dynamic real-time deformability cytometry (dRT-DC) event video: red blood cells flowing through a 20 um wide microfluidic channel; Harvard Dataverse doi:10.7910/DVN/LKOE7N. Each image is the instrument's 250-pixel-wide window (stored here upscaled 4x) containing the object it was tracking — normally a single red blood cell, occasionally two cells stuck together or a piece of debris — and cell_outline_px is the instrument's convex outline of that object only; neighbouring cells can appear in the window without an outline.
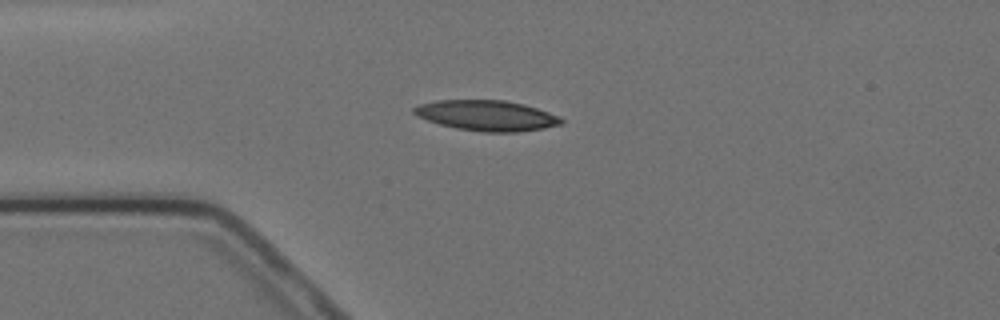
{"species": "Egyptian fruit bat (a non-hibernating species)", "species_latin": "Rousettus aegyptiacus", "temperature_condition": "cold", "stored_images_in_passage": 10, "camera_frame_rate_fps": 3000, "um_per_image_px": 0.085, "animal": {"sex": "female"}, "frame": {"image": 1, "passage_image": 4, "time_ms": 3.333, "image_size_px": [1000, 320], "cell_outline_px": [[564, 120], [560, 124], [544, 128], [516, 132], [484, 132], [456, 128], [440, 124], [416, 116], [412, 112], [412, 108], [420, 104], [436, 100], [504, 100], [524, 104], [560, 116]], "centroid_in_image_um": [41.35, 9.81], "position_along_channel_um": 43.6, "area_um2": 26.07}}
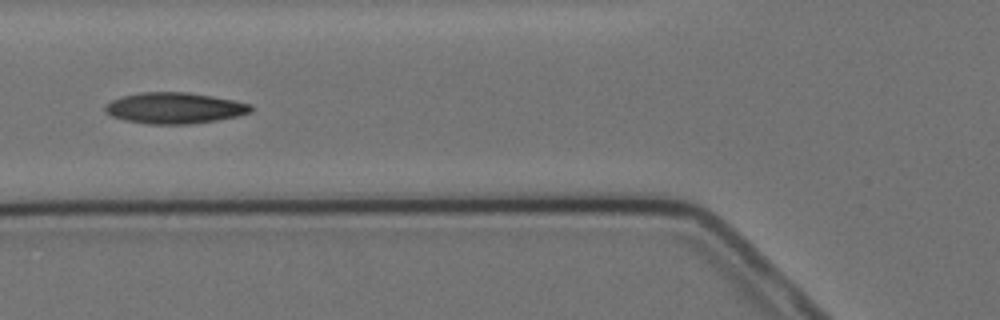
{"frame": {"image": 2, "passage_image": 6, "time_ms": 5.667, "image_size_px": [1000, 320], "cell_outline_px": [[252, 112], [240, 116], [216, 120], [188, 124], [148, 124], [124, 120], [112, 116], [104, 112], [104, 104], [120, 96], [140, 92], [188, 92], [212, 96], [252, 104]], "centroid_in_image_um": [14.81, 9.18], "position_along_channel_um": 111.0, "area_um2": 26.59}}
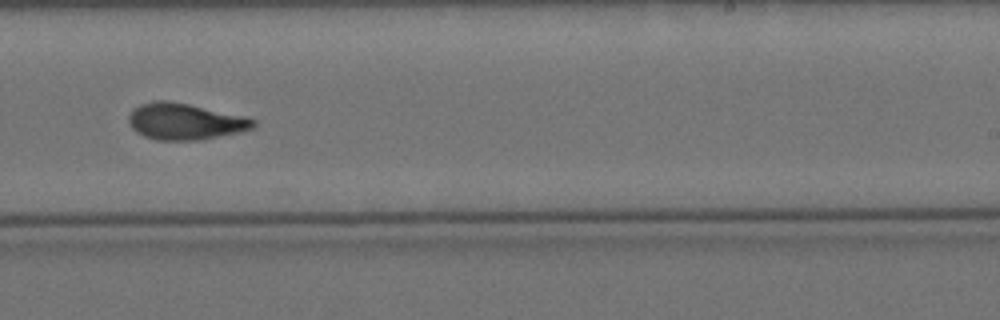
{"frame": {"image": 3, "passage_image": 10, "time_ms": 10.333, "image_size_px": [1000, 320], "cell_outline_px": [[256, 124], [252, 128], [240, 132], [200, 140], [156, 140], [144, 136], [136, 132], [132, 128], [128, 120], [128, 116], [132, 108], [140, 104], [160, 100], [168, 100], [188, 104], [244, 116], [256, 120]], "centroid_in_image_um": [15.69, 10.33], "position_along_channel_um": 273.3, "area_um2": 26.41}}